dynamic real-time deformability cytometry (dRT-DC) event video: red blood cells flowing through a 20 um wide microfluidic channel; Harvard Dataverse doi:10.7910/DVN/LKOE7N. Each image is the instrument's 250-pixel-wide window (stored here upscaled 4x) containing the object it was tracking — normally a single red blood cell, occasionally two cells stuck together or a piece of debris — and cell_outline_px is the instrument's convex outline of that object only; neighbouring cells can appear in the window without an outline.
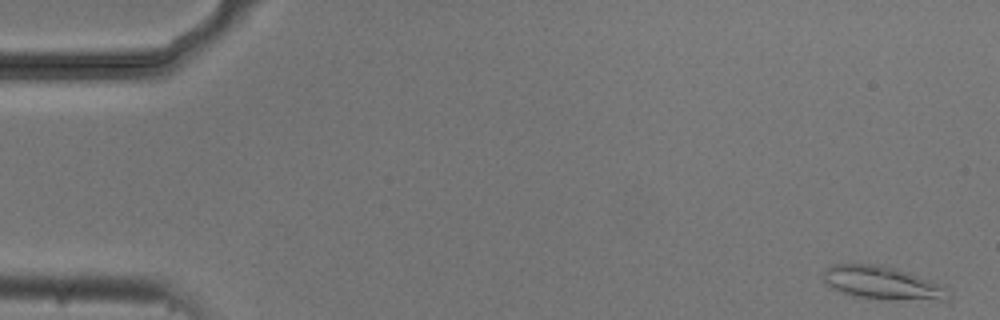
{"species": "common noctule bat (a hibernating species)", "species_latin": "Nyctalus noctula", "temperature_condition": "cold", "stored_images_in_passage": 54, "camera_frame_rate_fps": 3000, "um_per_image_px": 0.085, "animal": {"sex": "male", "body_mass_g": 20.5, "forearm_length_mm": 52.5}, "frame": {"image": 1, "passage_image": 2, "time_ms": 0.333, "image_size_px": [1000, 320], "cell_outline_px": [[952, 296], [948, 300], [888, 300], [856, 296], [844, 292], [828, 284], [824, 280], [824, 268], [832, 264], [880, 264], [908, 272], [944, 284], [948, 288]], "centroid_in_image_um": [75.12, 24.05], "position_along_channel_um": 9.9, "area_um2": 24.33}}
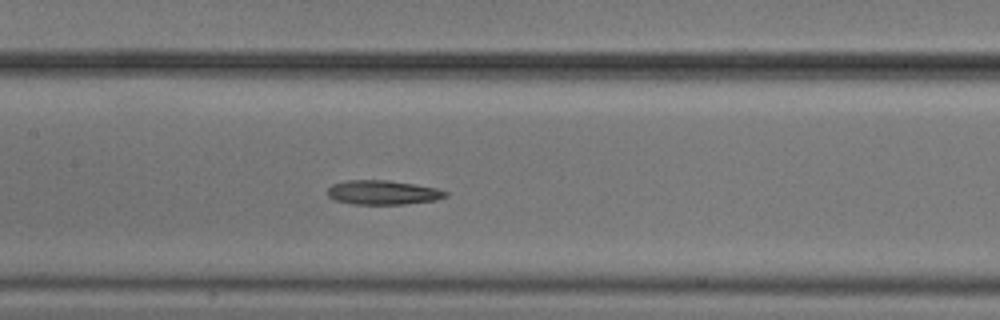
{"frame": {"image": 2, "passage_image": 26, "time_ms": 8.333, "image_size_px": [1000, 320], "cell_outline_px": [[448, 196], [436, 200], [404, 204], [352, 204], [336, 200], [328, 196], [328, 188], [332, 184], [344, 180], [388, 180], [416, 184], [436, 188], [448, 192]], "centroid_in_image_um": [32.55, 16.35], "position_along_channel_um": 174.9, "area_um2": 16.76}}
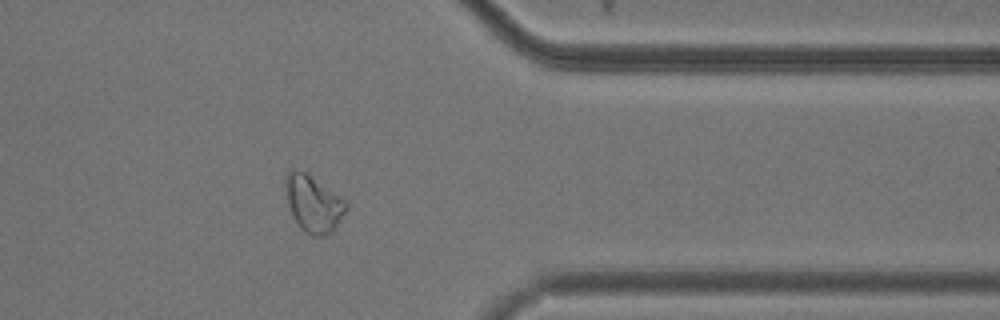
{"frame": {"image": 3, "passage_image": 44, "time_ms": 14.333, "image_size_px": [1000, 320], "cell_outline_px": [[348, 208], [332, 232], [324, 236], [312, 236], [304, 232], [300, 228], [288, 204], [284, 184], [284, 176], [288, 168], [292, 168], [308, 172], [344, 200], [348, 204]], "centroid_in_image_um": [26.6, 17.27], "position_along_channel_um": 384.8, "area_um2": 20.23}, "authors_computed_cell_mechanics": {"area_um2": 19.3052, "velocity_mm_per_s": 3.7068, "shape_relaxation_time_tau1_ms": 4.0236, "shape_relaxation_time_tau2_ms": null, "deformation_change_tau1": 0.1343, "deformation_change_tau2": null}}